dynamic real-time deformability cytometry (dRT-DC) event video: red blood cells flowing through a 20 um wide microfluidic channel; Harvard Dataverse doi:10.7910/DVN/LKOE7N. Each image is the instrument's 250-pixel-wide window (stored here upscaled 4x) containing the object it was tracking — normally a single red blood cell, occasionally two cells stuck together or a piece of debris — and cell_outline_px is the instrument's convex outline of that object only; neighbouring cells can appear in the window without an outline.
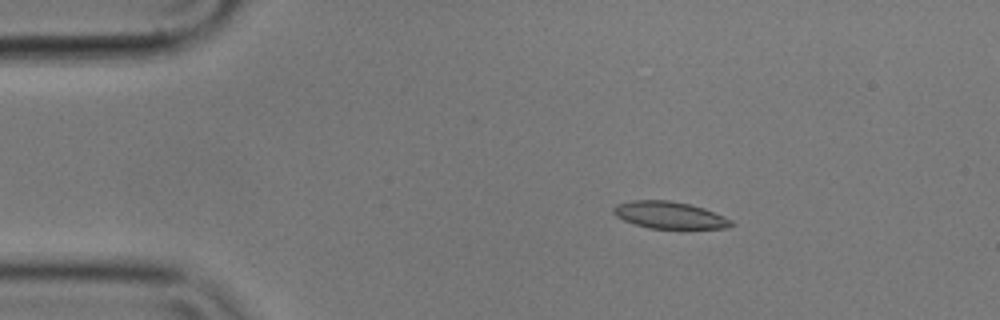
{"species": "common noctule bat (a hibernating species)", "species_latin": "Nyctalus noctula", "temperature_condition": "cold", "stored_images_in_passage": 49, "camera_frame_rate_fps": 3000, "um_per_image_px": 0.085, "animal": {"sex": "male", "body_mass_g": 17.9}, "frame": {"image": 1, "passage_image": 2, "time_ms": 0.333, "image_size_px": [1000, 320], "cell_outline_px": [[736, 224], [728, 228], [648, 228], [624, 220], [616, 216], [612, 212], [612, 208], [616, 204], [632, 200], [668, 200], [688, 204], [704, 208], [724, 216], [732, 220]], "centroid_in_image_um": [56.91, 18.28], "position_along_channel_um": 28.1, "area_um2": 18.5}}
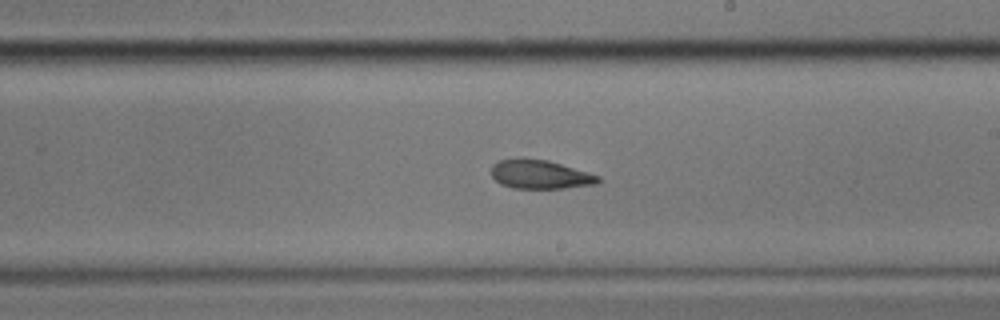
{"frame": {"image": 2, "passage_image": 25, "time_ms": 8.0, "image_size_px": [1000, 320], "cell_outline_px": [[600, 180], [596, 184], [564, 188], [512, 188], [500, 184], [492, 176], [492, 164], [500, 160], [520, 156], [548, 160], [588, 172], [600, 176]], "centroid_in_image_um": [45.87, 14.8], "position_along_channel_um": 243.1, "area_um2": 18.21}}
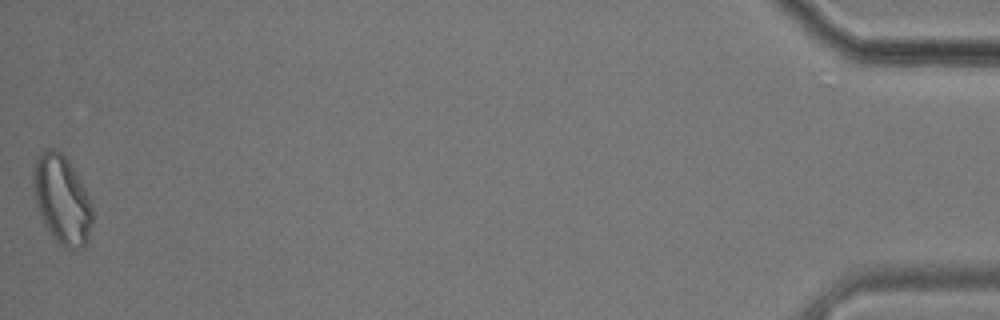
{"frame": {"image": 3, "passage_image": 49, "time_ms": 16.0, "image_size_px": [1000, 320], "cell_outline_px": [[92, 224], [88, 240], [84, 248], [72, 252], [64, 248], [52, 236], [36, 204], [32, 176], [32, 172], [36, 156], [44, 148], [56, 148], [68, 160], [76, 172], [92, 204]], "centroid_in_image_um": [5.27, 16.97], "position_along_channel_um": 429.9, "area_um2": 30.75}, "authors_computed_cell_mechanics": {"area_um2": 18.6694, "velocity_mm_per_s": 3.5225, "shape_relaxation_time_tau1_ms": 4.7795, "shape_relaxation_time_tau2_ms": 7.5799, "deformation_change_tau1": 0.1338, "deformation_change_tau2": 0.1058}}